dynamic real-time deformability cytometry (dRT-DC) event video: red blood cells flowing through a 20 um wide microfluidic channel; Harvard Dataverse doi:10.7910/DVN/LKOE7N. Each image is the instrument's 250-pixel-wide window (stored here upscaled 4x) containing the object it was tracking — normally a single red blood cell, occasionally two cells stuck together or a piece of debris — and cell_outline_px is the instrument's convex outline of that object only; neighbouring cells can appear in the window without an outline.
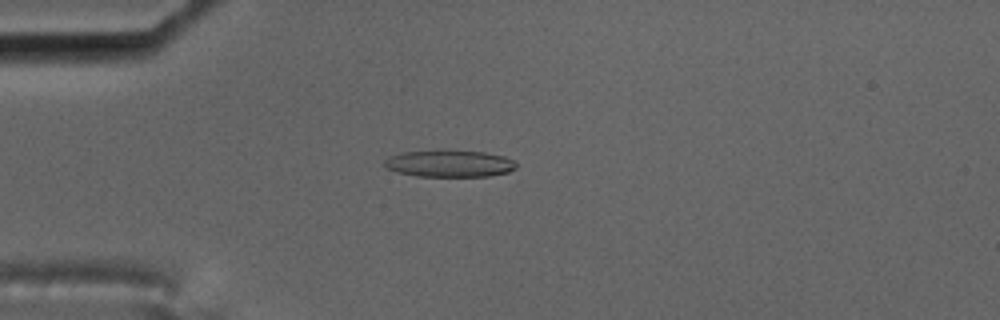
{"species": "common noctule bat (a hibernating species)", "species_latin": "Nyctalus noctula", "temperature_condition": "cold", "stored_images_in_passage": 50, "camera_frame_rate_fps": 3000, "um_per_image_px": 0.085, "animal": {"sex": "male", "body_mass_g": 17.5, "forearm_length_mm": 52.3}, "frame": {"image": 1, "passage_image": 8, "time_ms": 2.333, "image_size_px": [1000, 320], "cell_outline_px": [[516, 168], [508, 172], [488, 176], [416, 176], [396, 172], [384, 168], [384, 160], [388, 156], [404, 152], [436, 148], [444, 148], [484, 152], [504, 156], [512, 160], [516, 164]], "centroid_in_image_um": [38.13, 13.87], "position_along_channel_um": 46.9, "area_um2": 21.39}, "authors_computed_cell_mechanics": {"area_um2": 22.5131, "velocity_mm_per_s": 3.5355, "shape_relaxation_time_tau1_ms": null, "shape_relaxation_time_tau2_ms": 2.6168, "deformation_change_tau1": null, "deformation_change_tau2": 0.114}}